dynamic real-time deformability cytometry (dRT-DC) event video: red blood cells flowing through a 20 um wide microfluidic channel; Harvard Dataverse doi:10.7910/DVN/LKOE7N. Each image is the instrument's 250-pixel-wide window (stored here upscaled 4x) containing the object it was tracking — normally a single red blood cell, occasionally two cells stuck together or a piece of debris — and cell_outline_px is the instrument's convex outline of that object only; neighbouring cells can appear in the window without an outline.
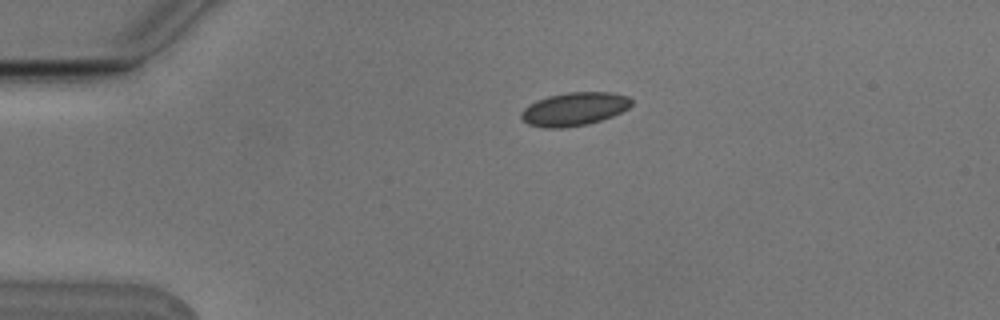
{"species": "Egyptian fruit bat (a non-hibernating species)", "species_latin": "Rousettus aegyptiacus", "temperature_condition": "cold", "stored_images_in_passage": 6, "camera_frame_rate_fps": 3000, "um_per_image_px": 0.085, "animal": {"sex": "male"}, "frame": {"image": 1, "passage_image": 2, "time_ms": 0.333, "image_size_px": [1000, 320], "cell_outline_px": [[632, 104], [628, 108], [612, 116], [588, 124], [560, 128], [544, 128], [528, 124], [520, 116], [520, 112], [528, 104], [536, 100], [548, 96], [568, 92], [612, 92], [628, 96], [632, 100]], "centroid_in_image_um": [48.79, 9.26], "position_along_channel_um": 36.2, "area_um2": 21.44}}
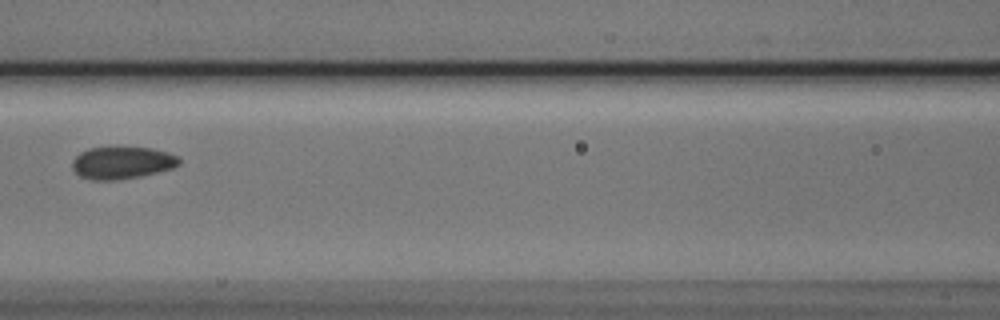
{"frame": {"image": 2, "passage_image": 5, "time_ms": 1.333, "image_size_px": [1000, 320], "cell_outline_px": [[180, 164], [172, 168], [140, 176], [120, 180], [92, 180], [80, 176], [72, 168], [72, 160], [80, 152], [88, 148], [152, 148], [168, 152], [176, 156], [180, 160]], "centroid_in_image_um": [10.35, 13.84], "position_along_channel_um": 156.2, "area_um2": 19.94}}
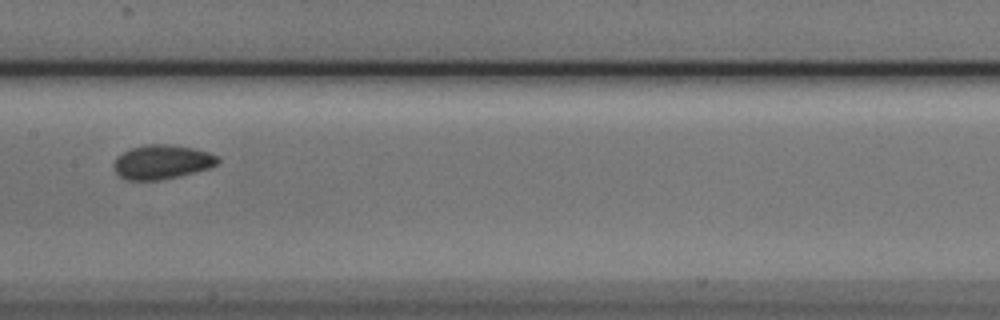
{"frame": {"image": 3, "passage_image": 6, "time_ms": 1.667, "image_size_px": [1000, 320], "cell_outline_px": [[220, 160], [216, 164], [208, 168], [180, 176], [156, 180], [128, 180], [120, 176], [116, 172], [112, 164], [116, 156], [132, 148], [148, 144], [168, 144], [192, 148], [208, 152], [220, 156]], "centroid_in_image_um": [13.76, 13.76], "position_along_channel_um": 193.6, "area_um2": 20.63}}